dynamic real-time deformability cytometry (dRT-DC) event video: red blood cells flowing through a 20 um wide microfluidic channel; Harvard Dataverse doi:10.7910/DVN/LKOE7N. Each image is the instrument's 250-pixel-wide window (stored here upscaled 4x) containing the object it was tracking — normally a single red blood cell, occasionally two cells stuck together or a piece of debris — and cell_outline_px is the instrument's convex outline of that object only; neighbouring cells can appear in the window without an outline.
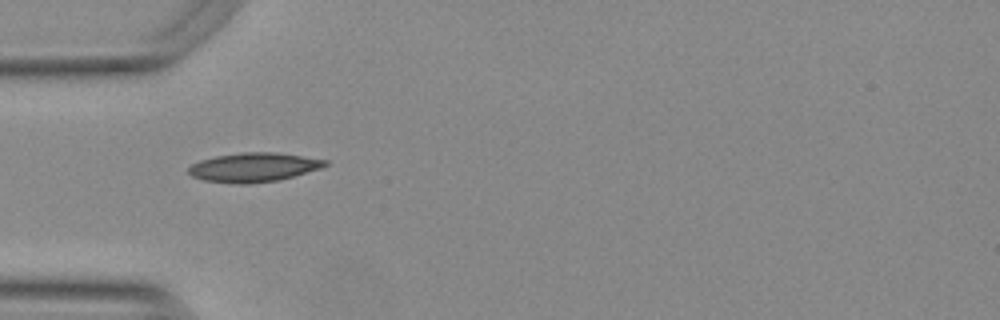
{"species": "Egyptian fruit bat (a non-hibernating species)", "species_latin": "Rousettus aegyptiacus", "temperature_condition": "warm", "stored_images_in_passage": 38, "camera_frame_rate_fps": 3000, "um_per_image_px": 0.085, "animal": {"sex": "female"}, "frame": {"image": 1, "passage_image": 1, "time_ms": 0.0, "image_size_px": [1000, 320], "cell_outline_px": [[328, 164], [320, 168], [280, 180], [248, 184], [236, 184], [204, 180], [192, 176], [188, 172], [188, 168], [192, 164], [200, 160], [216, 156], [240, 152], [276, 152], [328, 160]], "centroid_in_image_um": [21.55, 14.22], "position_along_channel_um": 63.5, "area_um2": 23.18}}
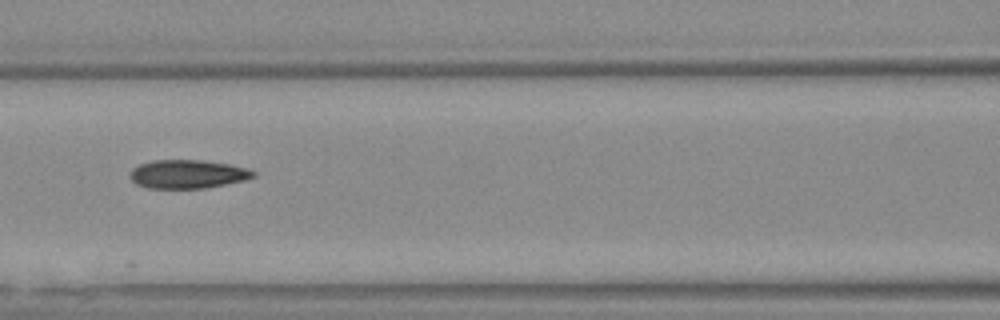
{"frame": {"image": 2, "passage_image": 8, "time_ms": 2.333, "image_size_px": [1000, 320], "cell_outline_px": [[256, 176], [244, 180], [204, 188], [148, 188], [136, 184], [128, 176], [132, 168], [140, 164], [152, 160], [204, 160], [228, 164], [244, 168], [256, 172]], "centroid_in_image_um": [15.9, 14.79], "position_along_channel_um": 150.7, "area_um2": 20.46}}
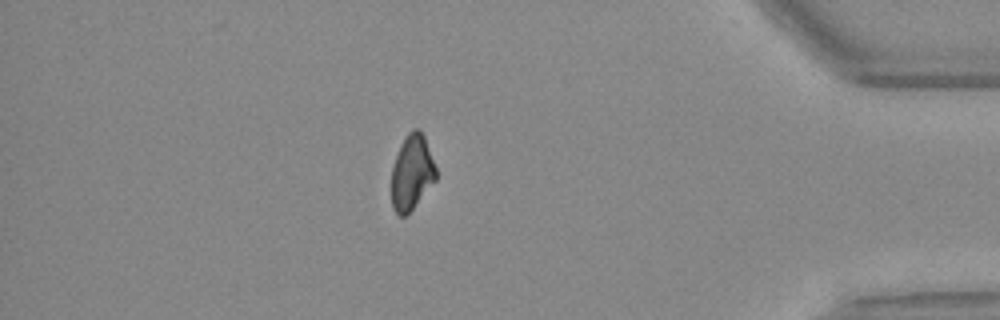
{"frame": {"image": 3, "passage_image": 31, "time_ms": 10.0, "image_size_px": [1000, 320], "cell_outline_px": [[436, 180], [412, 208], [404, 216], [400, 216], [392, 208], [392, 168], [400, 144], [408, 132], [412, 128], [420, 128], [424, 136], [436, 168]], "centroid_in_image_um": [35.0, 14.62], "position_along_channel_um": 400.2, "area_um2": 19.25}, "authors_computed_cell_mechanics": {"area_um2": 20.6346, "velocity_mm_per_s": 3.7855, "shape_relaxation_time_tau1_ms": 7.4298, "shape_relaxation_time_tau2_ms": 6.2133, "deformation_change_tau1": 0.1819, "deformation_change_tau2": 0.1047}}